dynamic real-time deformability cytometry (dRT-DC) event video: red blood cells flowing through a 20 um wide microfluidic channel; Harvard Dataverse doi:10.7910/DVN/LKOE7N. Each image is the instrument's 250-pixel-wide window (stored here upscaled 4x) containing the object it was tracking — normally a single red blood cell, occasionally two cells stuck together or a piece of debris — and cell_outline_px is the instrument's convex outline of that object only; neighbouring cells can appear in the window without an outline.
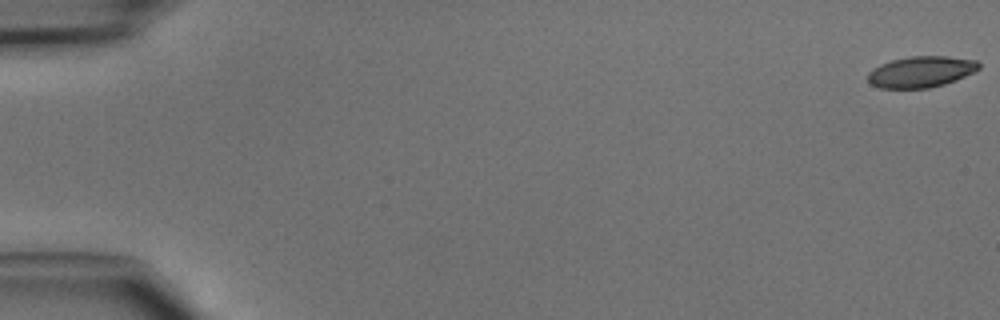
{"species": "common noctule bat (a hibernating species)", "species_latin": "Nyctalus noctula", "temperature_condition": "cold", "stored_images_in_passage": 47, "camera_frame_rate_fps": 3000, "um_per_image_px": 0.085, "animal": {"sex": "male", "body_mass_g": 15.6}, "frame": {"image": 1, "passage_image": 1, "time_ms": 0.0, "image_size_px": [1000, 320], "cell_outline_px": [[980, 68], [956, 80], [944, 84], [928, 88], [880, 88], [872, 84], [868, 80], [868, 72], [872, 68], [880, 64], [892, 60], [908, 56], [948, 56], [976, 60], [980, 64]], "centroid_in_image_um": [78.27, 6.09], "position_along_channel_um": 6.7, "area_um2": 20.11}}
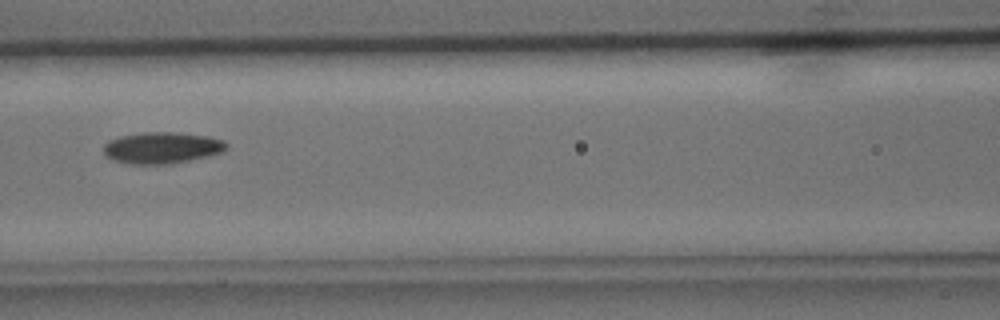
{"frame": {"image": 2, "passage_image": 22, "time_ms": 7.0, "image_size_px": [1000, 320], "cell_outline_px": [[228, 148], [224, 152], [208, 156], [168, 164], [128, 164], [112, 160], [104, 156], [104, 144], [108, 140], [120, 136], [144, 132], [176, 132], [208, 136], [224, 140], [228, 144]], "centroid_in_image_um": [13.76, 12.56], "position_along_channel_um": 152.8, "area_um2": 22.77}}
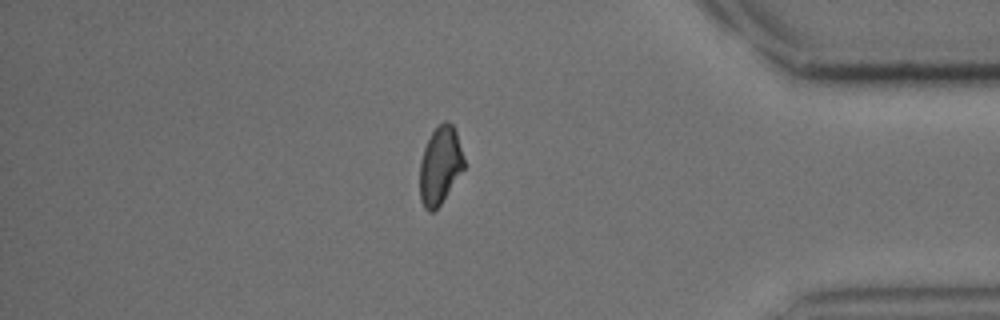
{"frame": {"image": 3, "passage_image": 41, "time_ms": 13.333, "image_size_px": [1000, 320], "cell_outline_px": [[464, 168], [440, 204], [432, 212], [428, 212], [424, 208], [420, 200], [420, 160], [424, 148], [432, 132], [444, 120], [448, 120], [456, 128], [464, 160]], "centroid_in_image_um": [37.4, 14.04], "position_along_channel_um": 397.8, "area_um2": 19.94}}